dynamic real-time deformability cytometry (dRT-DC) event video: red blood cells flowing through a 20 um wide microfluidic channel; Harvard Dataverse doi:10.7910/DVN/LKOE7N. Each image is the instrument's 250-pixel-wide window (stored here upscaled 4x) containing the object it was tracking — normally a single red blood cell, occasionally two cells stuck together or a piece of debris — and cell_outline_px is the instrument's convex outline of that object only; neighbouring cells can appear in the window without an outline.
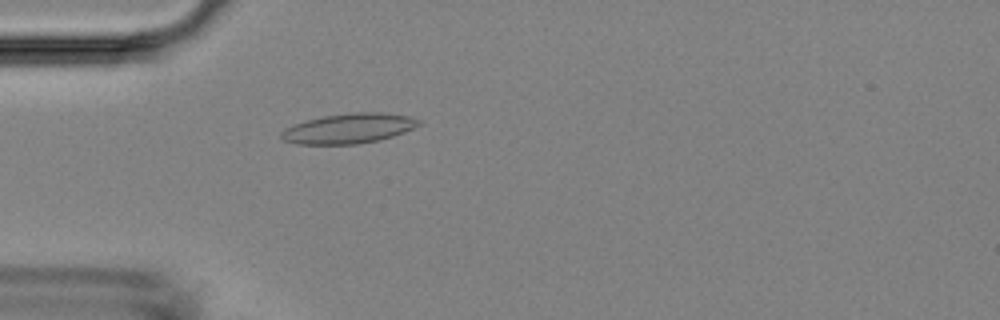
{"species": "Egyptian fruit bat (a non-hibernating species)", "species_latin": "Rousettus aegyptiacus", "temperature_condition": "room temperature", "stored_images_in_passage": 3, "camera_frame_rate_fps": 3000, "um_per_image_px": 0.085, "animal": {"sex": "female"}, "frame": {"image": 1, "passage_image": 3, "time_ms": 4.667, "image_size_px": [1000, 320], "cell_outline_px": [[420, 124], [404, 132], [380, 140], [356, 144], [296, 144], [284, 140], [280, 136], [280, 132], [284, 128], [308, 120], [324, 116], [356, 112], [380, 112], [408, 116], [420, 120]], "centroid_in_image_um": [29.63, 10.92], "position_along_channel_um": 55.4, "area_um2": 23.76}}